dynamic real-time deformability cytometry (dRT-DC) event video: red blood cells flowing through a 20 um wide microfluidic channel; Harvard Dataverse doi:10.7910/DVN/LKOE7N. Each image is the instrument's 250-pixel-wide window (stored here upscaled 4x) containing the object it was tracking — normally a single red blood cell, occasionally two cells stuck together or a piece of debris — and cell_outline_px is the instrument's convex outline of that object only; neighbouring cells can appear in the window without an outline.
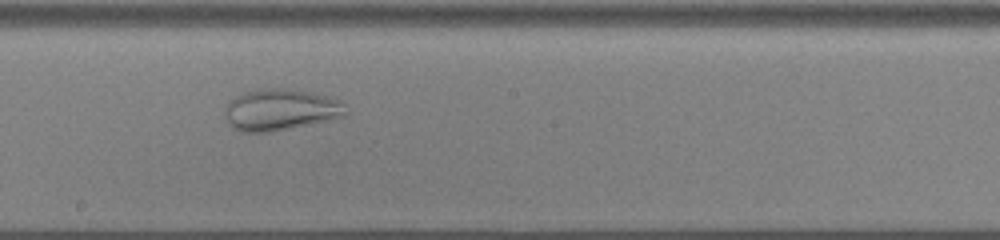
{"species": "common noctule bat (a hibernating species)", "species_latin": "Nyctalus noctula", "temperature_condition": "cold", "stored_images_in_passage": 33, "camera_frame_rate_fps": 3000, "um_per_image_px": 0.085, "animal": {"sex": "male", "body_mass_g": 13.0, "forearm_length_mm": 53.1}, "frame": {"image": 1, "passage_image": 13, "time_ms": 4.0, "image_size_px": [1000, 240], "cell_outline_px": [[348, 112], [344, 116], [328, 120], [272, 132], [240, 132], [232, 128], [224, 112], [228, 104], [236, 96], [244, 92], [260, 88], [288, 88], [328, 96], [340, 100]], "centroid_in_image_um": [23.84, 9.33], "position_along_channel_um": 224.4, "area_um2": 29.13}}
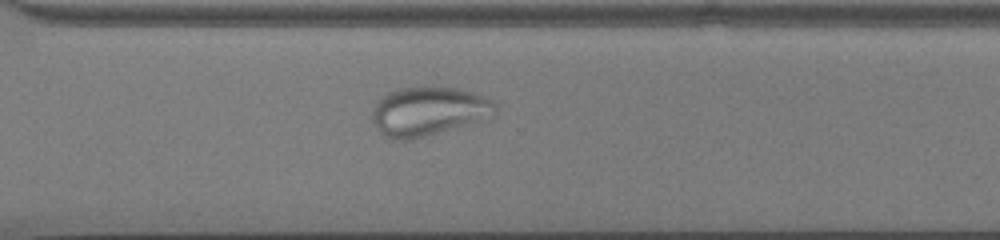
{"frame": {"image": 2, "passage_image": 22, "time_ms": 7.0, "image_size_px": [1000, 240], "cell_outline_px": [[496, 112], [476, 120], [464, 124], [424, 136], [408, 140], [404, 140], [388, 136], [380, 132], [376, 128], [372, 120], [372, 112], [376, 104], [388, 92], [400, 88], [456, 88], [472, 92], [492, 100], [496, 104]], "centroid_in_image_um": [36.37, 9.44], "position_along_channel_um": 334.2, "area_um2": 33.7}}
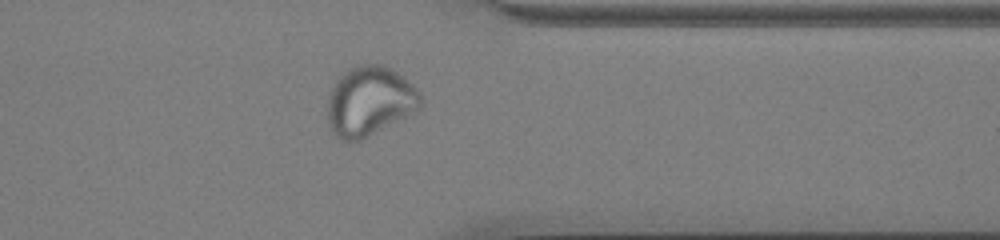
{"frame": {"image": 3, "passage_image": 26, "time_ms": 8.333, "image_size_px": [1000, 240], "cell_outline_px": [[424, 100], [420, 108], [368, 136], [360, 140], [348, 144], [340, 140], [332, 132], [328, 124], [328, 100], [332, 88], [336, 80], [348, 68], [356, 64], [384, 64], [396, 72], [412, 84], [424, 96]], "centroid_in_image_um": [31.41, 8.6], "position_along_channel_um": 380.0, "area_um2": 37.86}}